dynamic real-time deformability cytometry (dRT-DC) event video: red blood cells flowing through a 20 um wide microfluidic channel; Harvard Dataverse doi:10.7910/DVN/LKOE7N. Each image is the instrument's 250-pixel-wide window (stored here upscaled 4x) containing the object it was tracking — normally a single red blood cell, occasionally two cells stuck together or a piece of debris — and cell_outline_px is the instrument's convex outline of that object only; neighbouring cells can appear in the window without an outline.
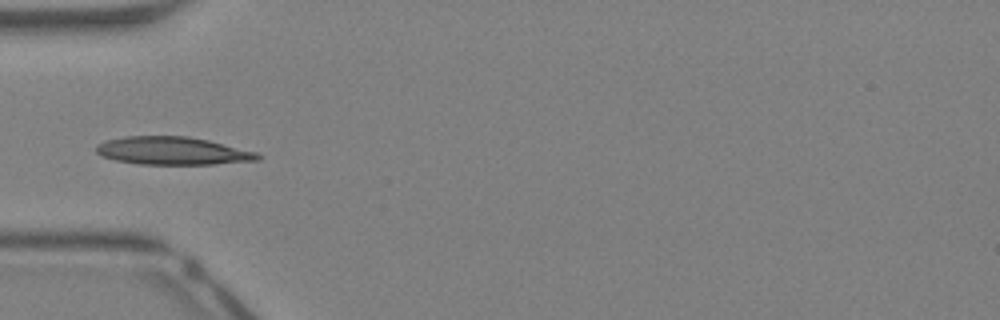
{"species": "Egyptian fruit bat (a non-hibernating species)", "species_latin": "Rousettus aegyptiacus", "temperature_condition": "warm", "stored_images_in_passage": 30, "camera_frame_rate_fps": 3000, "um_per_image_px": 0.085, "animal": {"sex": "female"}, "frame": {"image": 1, "passage_image": 1, "time_ms": 0.0, "image_size_px": [1000, 320], "cell_outline_px": [[264, 156], [260, 160], [212, 164], [140, 164], [116, 160], [100, 156], [96, 152], [96, 144], [108, 140], [124, 136], [188, 136], [208, 140], [256, 152]], "centroid_in_image_um": [14.67, 12.82], "position_along_channel_um": 70.3, "area_um2": 26.24}}
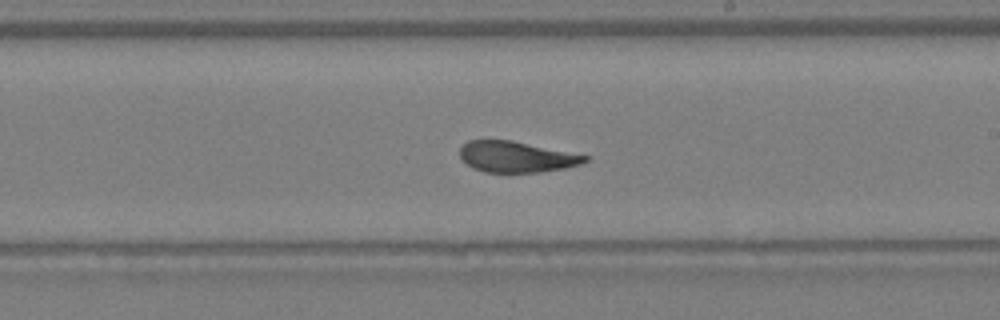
{"frame": {"image": 2, "passage_image": 12, "time_ms": 3.667, "image_size_px": [1000, 320], "cell_outline_px": [[592, 156], [588, 160], [580, 164], [564, 168], [540, 172], [484, 172], [468, 164], [460, 156], [460, 148], [468, 140], [512, 140]], "centroid_in_image_um": [43.95, 13.32], "position_along_channel_um": 245.1, "area_um2": 22.48}}
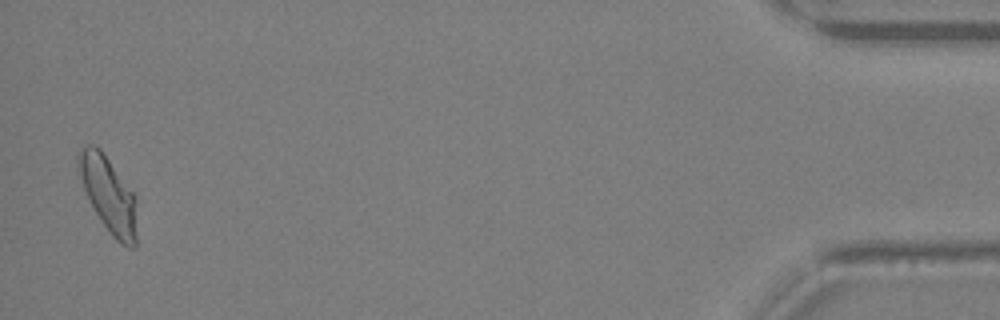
{"frame": {"image": 3, "passage_image": 29, "time_ms": 9.333, "image_size_px": [1000, 320], "cell_outline_px": [[136, 248], [128, 248], [120, 244], [112, 236], [96, 212], [84, 188], [76, 160], [76, 156], [88, 144], [92, 144], [100, 148], [136, 196]], "centroid_in_image_um": [9.26, 16.56], "position_along_channel_um": 425.9, "area_um2": 25.37}, "authors_computed_cell_mechanics": {"area_um2": 24.1315, "velocity_mm_per_s": 4.7767, "shape_relaxation_time_tau1_ms": 3.2931, "shape_relaxation_time_tau2_ms": 0.7891, "deformation_change_tau1": 0.1432, "deformation_change_tau2": 0.0594}}